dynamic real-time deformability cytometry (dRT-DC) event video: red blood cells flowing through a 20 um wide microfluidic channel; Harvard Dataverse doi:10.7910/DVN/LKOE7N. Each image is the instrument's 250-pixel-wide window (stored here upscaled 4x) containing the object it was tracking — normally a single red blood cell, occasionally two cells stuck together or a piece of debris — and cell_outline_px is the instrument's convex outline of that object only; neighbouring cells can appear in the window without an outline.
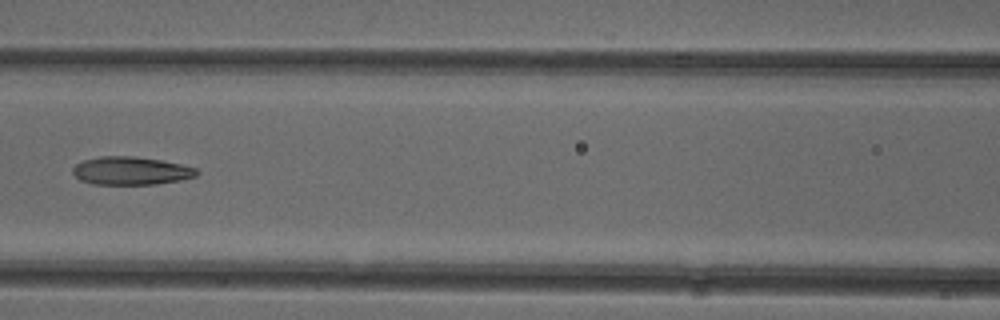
{"species": "common noctule bat (a hibernating species)", "species_latin": "Nyctalus noctula", "temperature_condition": "cold", "stored_images_in_passage": 7, "camera_frame_rate_fps": 3000, "um_per_image_px": 0.085, "animal": {"sex": "female"}, "frame": {"image": 1, "passage_image": 6, "time_ms": 7.0, "image_size_px": [1000, 320], "cell_outline_px": [[200, 172], [196, 176], [180, 180], [156, 184], [92, 184], [80, 180], [72, 172], [72, 168], [76, 164], [84, 160], [100, 156], [132, 156], [160, 160], [180, 164], [196, 168]], "centroid_in_image_um": [11.12, 14.52], "position_along_channel_um": 155.5, "area_um2": 20.23}}
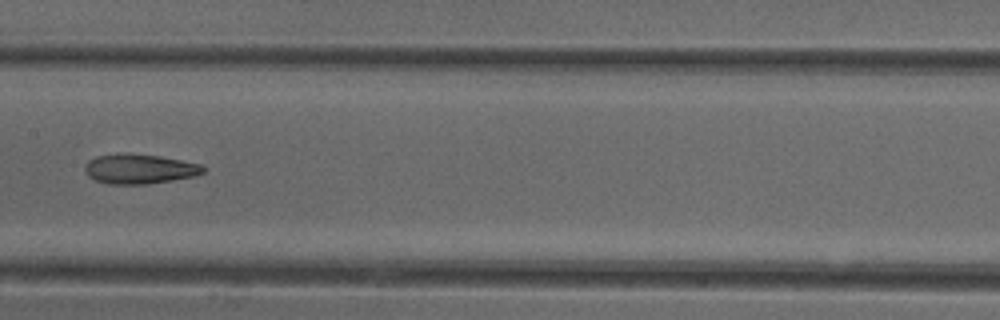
{"frame": {"image": 2, "passage_image": 7, "time_ms": 8.0, "image_size_px": [1000, 320], "cell_outline_px": [[204, 172], [196, 176], [148, 184], [108, 184], [96, 180], [88, 176], [84, 168], [88, 160], [96, 156], [124, 152], [160, 156], [200, 164], [204, 168]], "centroid_in_image_um": [11.83, 14.35], "position_along_channel_um": 195.6, "area_um2": 20.58}}